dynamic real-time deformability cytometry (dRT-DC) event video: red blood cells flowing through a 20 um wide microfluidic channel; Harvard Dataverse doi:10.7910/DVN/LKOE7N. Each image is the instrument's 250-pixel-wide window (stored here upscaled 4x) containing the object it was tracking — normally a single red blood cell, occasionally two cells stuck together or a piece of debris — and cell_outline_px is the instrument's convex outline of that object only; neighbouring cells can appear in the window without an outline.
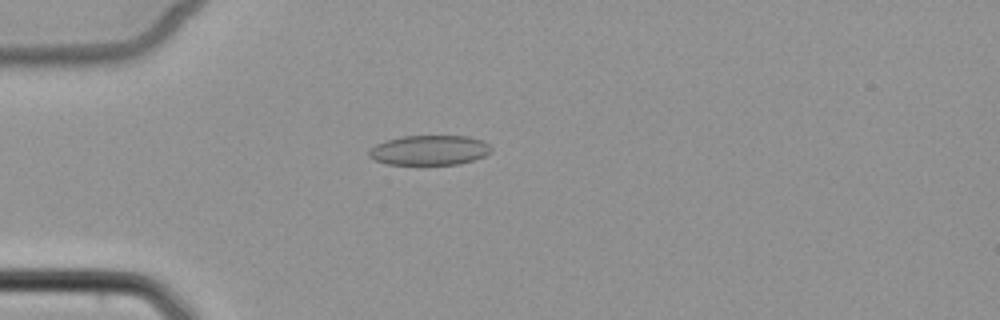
{"species": "common noctule bat (a hibernating species)", "species_latin": "Nyctalus noctula", "temperature_condition": "cold", "stored_images_in_passage": 5, "camera_frame_rate_fps": 3000, "um_per_image_px": 0.085, "animal": {"sex": "female", "body_mass_g": 22.7, "forearm_length_mm": 54.2}, "frame": {"image": 1, "passage_image": 5, "time_ms": 4.667, "image_size_px": [1000, 320], "cell_outline_px": [[492, 152], [476, 160], [460, 164], [384, 164], [368, 156], [368, 152], [376, 144], [388, 140], [404, 136], [468, 136], [480, 140], [488, 144], [492, 148]], "centroid_in_image_um": [36.53, 12.77], "position_along_channel_um": 48.5, "area_um2": 21.21}}